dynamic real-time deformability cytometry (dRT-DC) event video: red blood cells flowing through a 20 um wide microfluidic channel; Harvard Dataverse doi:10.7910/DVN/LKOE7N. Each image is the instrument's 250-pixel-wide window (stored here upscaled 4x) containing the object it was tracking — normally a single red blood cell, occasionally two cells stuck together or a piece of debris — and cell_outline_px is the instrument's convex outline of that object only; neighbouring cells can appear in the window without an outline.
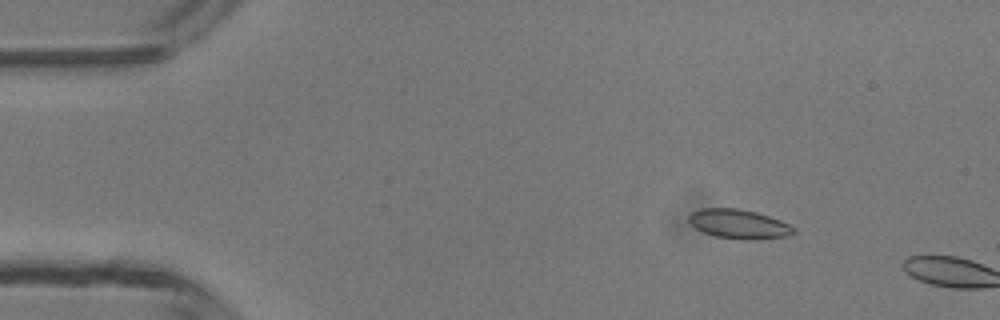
{"species": "common noctule bat (a hibernating species)", "species_latin": "Nyctalus noctula", "temperature_condition": "room temperature", "stored_images_in_passage": 3, "camera_frame_rate_fps": 3000, "um_per_image_px": 0.085, "animal": {"sex": "male", "body_mass_g": 13.3}, "frame": {"image": 1, "passage_image": 2, "time_ms": 1.0, "image_size_px": [1000, 320], "cell_outline_px": [[796, 232], [792, 236], [752, 240], [744, 240], [716, 236], [704, 232], [696, 228], [688, 220], [688, 216], [692, 212], [700, 208], [736, 208], [756, 212], [780, 220], [796, 228]], "centroid_in_image_um": [62.84, 19.05], "position_along_channel_um": 22.2, "area_um2": 17.98}}